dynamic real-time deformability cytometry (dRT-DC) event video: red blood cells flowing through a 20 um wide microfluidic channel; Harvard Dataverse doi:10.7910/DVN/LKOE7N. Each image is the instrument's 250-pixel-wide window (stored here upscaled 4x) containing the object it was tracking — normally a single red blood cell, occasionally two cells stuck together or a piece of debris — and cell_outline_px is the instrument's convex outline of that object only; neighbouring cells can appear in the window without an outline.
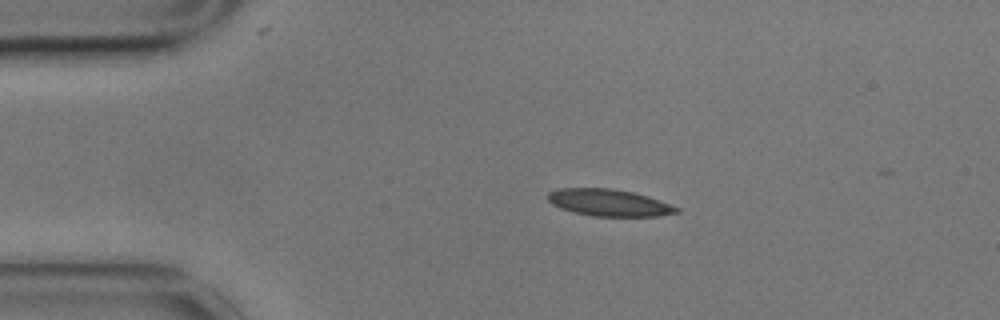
{"species": "common noctule bat (a hibernating species)", "species_latin": "Nyctalus noctula", "temperature_condition": "cold", "stored_images_in_passage": 5, "camera_frame_rate_fps": 3000, "um_per_image_px": 0.085, "animal": {"sex": "male", "body_mass_g": 17.9}, "frame": {"image": 1, "passage_image": 2, "time_ms": 0.333, "image_size_px": [1000, 320], "cell_outline_px": [[680, 212], [656, 216], [592, 216], [572, 212], [560, 208], [552, 204], [548, 200], [548, 192], [560, 188], [612, 188], [632, 192], [648, 196], [680, 208]], "centroid_in_image_um": [51.75, 17.22], "position_along_channel_um": 33.3, "area_um2": 20.17}}
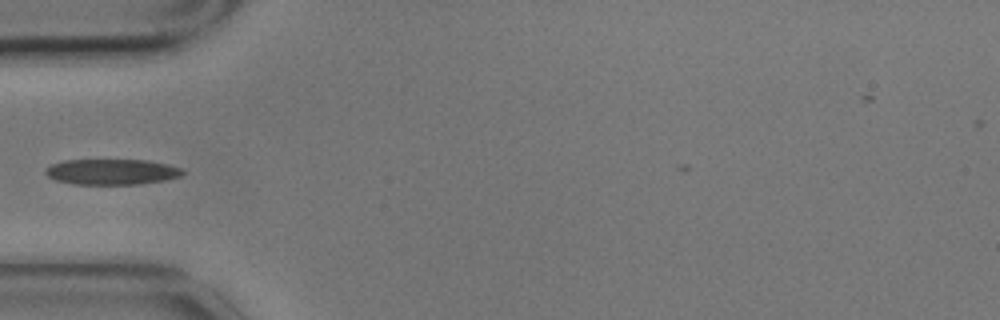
{"frame": {"image": 2, "passage_image": 4, "time_ms": 1.0, "image_size_px": [1000, 320], "cell_outline_px": [[184, 172], [180, 176], [164, 180], [140, 184], [72, 184], [56, 180], [48, 176], [44, 172], [44, 168], [52, 164], [64, 160], [148, 160], [184, 168]], "centroid_in_image_um": [9.49, 14.6], "position_along_channel_um": 75.5, "area_um2": 20.52}}